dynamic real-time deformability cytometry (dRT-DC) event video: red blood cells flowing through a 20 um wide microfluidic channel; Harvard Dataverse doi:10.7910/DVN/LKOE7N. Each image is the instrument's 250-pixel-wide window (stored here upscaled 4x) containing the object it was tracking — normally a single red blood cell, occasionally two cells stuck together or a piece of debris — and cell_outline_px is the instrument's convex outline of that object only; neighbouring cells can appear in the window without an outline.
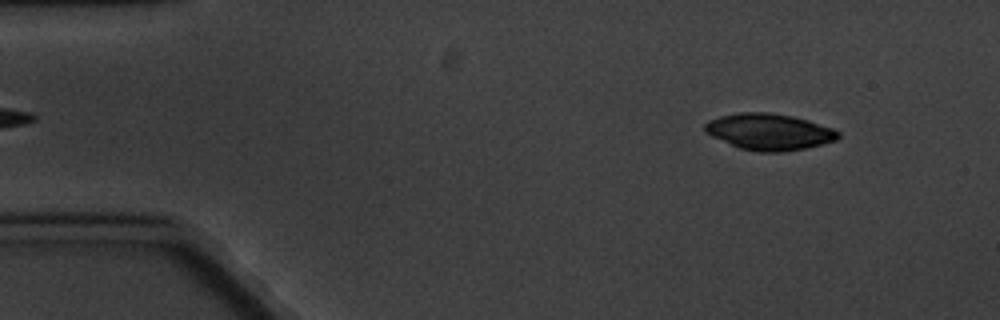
{"species": "common noctule bat (a hibernating species)", "species_latin": "Nyctalus noctula", "temperature_condition": "cold", "stored_images_in_passage": 4, "segment_of_instrument_passage": [2, 2], "camera_frame_rate_fps": 3000, "um_per_image_px": 0.085, "animal": {"sex": "male", "body_mass_g": 20.1, "forearm_length_mm": 53.5}, "frame": {"image": 1, "passage_image": 4, "time_ms": 4.333, "image_size_px": [1000, 320], "cell_outline_px": [[840, 136], [836, 140], [804, 148], [784, 152], [756, 152], [740, 148], [712, 136], [704, 132], [704, 124], [708, 120], [720, 116], [740, 112], [768, 112], [792, 116], [808, 120], [832, 128], [840, 132]], "centroid_in_image_um": [65.36, 11.2], "position_along_channel_um": 19.6, "area_um2": 28.21}}